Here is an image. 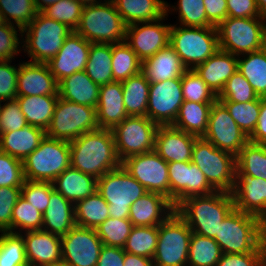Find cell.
<instances>
[{
  "mask_svg": "<svg viewBox=\"0 0 266 266\" xmlns=\"http://www.w3.org/2000/svg\"><path fill=\"white\" fill-rule=\"evenodd\" d=\"M97 192L109 204V217L129 219L130 207L148 191L123 166L97 179Z\"/></svg>",
  "mask_w": 266,
  "mask_h": 266,
  "instance_id": "obj_9",
  "label": "cell"
},
{
  "mask_svg": "<svg viewBox=\"0 0 266 266\" xmlns=\"http://www.w3.org/2000/svg\"><path fill=\"white\" fill-rule=\"evenodd\" d=\"M228 109L230 116L241 128L246 136L250 137L254 132L260 115L261 97L256 100L237 103L230 101H221Z\"/></svg>",
  "mask_w": 266,
  "mask_h": 266,
  "instance_id": "obj_44",
  "label": "cell"
},
{
  "mask_svg": "<svg viewBox=\"0 0 266 266\" xmlns=\"http://www.w3.org/2000/svg\"><path fill=\"white\" fill-rule=\"evenodd\" d=\"M234 208L232 193L215 191L188 197L175 207V211L193 233L215 239L221 223Z\"/></svg>",
  "mask_w": 266,
  "mask_h": 266,
  "instance_id": "obj_2",
  "label": "cell"
},
{
  "mask_svg": "<svg viewBox=\"0 0 266 266\" xmlns=\"http://www.w3.org/2000/svg\"><path fill=\"white\" fill-rule=\"evenodd\" d=\"M174 212L175 207L169 198L148 192L131 205L129 220L133 226H159Z\"/></svg>",
  "mask_w": 266,
  "mask_h": 266,
  "instance_id": "obj_25",
  "label": "cell"
},
{
  "mask_svg": "<svg viewBox=\"0 0 266 266\" xmlns=\"http://www.w3.org/2000/svg\"><path fill=\"white\" fill-rule=\"evenodd\" d=\"M76 226L96 229L109 217V204L96 191L74 204Z\"/></svg>",
  "mask_w": 266,
  "mask_h": 266,
  "instance_id": "obj_38",
  "label": "cell"
},
{
  "mask_svg": "<svg viewBox=\"0 0 266 266\" xmlns=\"http://www.w3.org/2000/svg\"><path fill=\"white\" fill-rule=\"evenodd\" d=\"M256 1L261 15L266 17V0H256Z\"/></svg>",
  "mask_w": 266,
  "mask_h": 266,
  "instance_id": "obj_66",
  "label": "cell"
},
{
  "mask_svg": "<svg viewBox=\"0 0 266 266\" xmlns=\"http://www.w3.org/2000/svg\"><path fill=\"white\" fill-rule=\"evenodd\" d=\"M258 95L246 78L237 70L226 82L218 95L219 101L245 103L256 100Z\"/></svg>",
  "mask_w": 266,
  "mask_h": 266,
  "instance_id": "obj_51",
  "label": "cell"
},
{
  "mask_svg": "<svg viewBox=\"0 0 266 266\" xmlns=\"http://www.w3.org/2000/svg\"><path fill=\"white\" fill-rule=\"evenodd\" d=\"M266 17H227L216 28L219 48L236 56L261 50L266 39Z\"/></svg>",
  "mask_w": 266,
  "mask_h": 266,
  "instance_id": "obj_6",
  "label": "cell"
},
{
  "mask_svg": "<svg viewBox=\"0 0 266 266\" xmlns=\"http://www.w3.org/2000/svg\"><path fill=\"white\" fill-rule=\"evenodd\" d=\"M0 236V266H29L25 255V241L18 232H2Z\"/></svg>",
  "mask_w": 266,
  "mask_h": 266,
  "instance_id": "obj_45",
  "label": "cell"
},
{
  "mask_svg": "<svg viewBox=\"0 0 266 266\" xmlns=\"http://www.w3.org/2000/svg\"><path fill=\"white\" fill-rule=\"evenodd\" d=\"M96 113L97 123L101 129L112 130L128 117L121 82L113 81L100 86Z\"/></svg>",
  "mask_w": 266,
  "mask_h": 266,
  "instance_id": "obj_26",
  "label": "cell"
},
{
  "mask_svg": "<svg viewBox=\"0 0 266 266\" xmlns=\"http://www.w3.org/2000/svg\"><path fill=\"white\" fill-rule=\"evenodd\" d=\"M0 11L7 23L13 24L11 19L15 21L21 34L38 12L33 0H0Z\"/></svg>",
  "mask_w": 266,
  "mask_h": 266,
  "instance_id": "obj_48",
  "label": "cell"
},
{
  "mask_svg": "<svg viewBox=\"0 0 266 266\" xmlns=\"http://www.w3.org/2000/svg\"><path fill=\"white\" fill-rule=\"evenodd\" d=\"M208 22L217 27L228 17L227 0H203Z\"/></svg>",
  "mask_w": 266,
  "mask_h": 266,
  "instance_id": "obj_61",
  "label": "cell"
},
{
  "mask_svg": "<svg viewBox=\"0 0 266 266\" xmlns=\"http://www.w3.org/2000/svg\"><path fill=\"white\" fill-rule=\"evenodd\" d=\"M238 58V71L246 78L258 97L266 98V50L246 53Z\"/></svg>",
  "mask_w": 266,
  "mask_h": 266,
  "instance_id": "obj_39",
  "label": "cell"
},
{
  "mask_svg": "<svg viewBox=\"0 0 266 266\" xmlns=\"http://www.w3.org/2000/svg\"><path fill=\"white\" fill-rule=\"evenodd\" d=\"M203 138L235 157L249 142V137L236 124L226 106L218 99L212 104L207 131Z\"/></svg>",
  "mask_w": 266,
  "mask_h": 266,
  "instance_id": "obj_14",
  "label": "cell"
},
{
  "mask_svg": "<svg viewBox=\"0 0 266 266\" xmlns=\"http://www.w3.org/2000/svg\"><path fill=\"white\" fill-rule=\"evenodd\" d=\"M222 254L214 239L192 232L188 250L189 266H216Z\"/></svg>",
  "mask_w": 266,
  "mask_h": 266,
  "instance_id": "obj_41",
  "label": "cell"
},
{
  "mask_svg": "<svg viewBox=\"0 0 266 266\" xmlns=\"http://www.w3.org/2000/svg\"><path fill=\"white\" fill-rule=\"evenodd\" d=\"M179 21L184 27H211L203 0H179Z\"/></svg>",
  "mask_w": 266,
  "mask_h": 266,
  "instance_id": "obj_52",
  "label": "cell"
},
{
  "mask_svg": "<svg viewBox=\"0 0 266 266\" xmlns=\"http://www.w3.org/2000/svg\"><path fill=\"white\" fill-rule=\"evenodd\" d=\"M161 20L143 22L142 27L139 26L140 23L126 26L125 42L141 62L169 44L172 25H163L160 23Z\"/></svg>",
  "mask_w": 266,
  "mask_h": 266,
  "instance_id": "obj_19",
  "label": "cell"
},
{
  "mask_svg": "<svg viewBox=\"0 0 266 266\" xmlns=\"http://www.w3.org/2000/svg\"><path fill=\"white\" fill-rule=\"evenodd\" d=\"M264 48H265V50H266V39H265V43H264Z\"/></svg>",
  "mask_w": 266,
  "mask_h": 266,
  "instance_id": "obj_71",
  "label": "cell"
},
{
  "mask_svg": "<svg viewBox=\"0 0 266 266\" xmlns=\"http://www.w3.org/2000/svg\"><path fill=\"white\" fill-rule=\"evenodd\" d=\"M194 70L218 96L227 80L238 70V58L219 49Z\"/></svg>",
  "mask_w": 266,
  "mask_h": 266,
  "instance_id": "obj_27",
  "label": "cell"
},
{
  "mask_svg": "<svg viewBox=\"0 0 266 266\" xmlns=\"http://www.w3.org/2000/svg\"><path fill=\"white\" fill-rule=\"evenodd\" d=\"M27 125L18 101L16 99L8 100L4 106H2L0 113V134L16 131Z\"/></svg>",
  "mask_w": 266,
  "mask_h": 266,
  "instance_id": "obj_56",
  "label": "cell"
},
{
  "mask_svg": "<svg viewBox=\"0 0 266 266\" xmlns=\"http://www.w3.org/2000/svg\"><path fill=\"white\" fill-rule=\"evenodd\" d=\"M3 101L2 100H0V113H1V109H2V106H1V103H2Z\"/></svg>",
  "mask_w": 266,
  "mask_h": 266,
  "instance_id": "obj_70",
  "label": "cell"
},
{
  "mask_svg": "<svg viewBox=\"0 0 266 266\" xmlns=\"http://www.w3.org/2000/svg\"><path fill=\"white\" fill-rule=\"evenodd\" d=\"M170 200L174 207L188 197L209 195L216 190L204 173L191 161L169 162Z\"/></svg>",
  "mask_w": 266,
  "mask_h": 266,
  "instance_id": "obj_17",
  "label": "cell"
},
{
  "mask_svg": "<svg viewBox=\"0 0 266 266\" xmlns=\"http://www.w3.org/2000/svg\"><path fill=\"white\" fill-rule=\"evenodd\" d=\"M91 42L75 31L70 33L58 53L46 64L59 83L78 71H85Z\"/></svg>",
  "mask_w": 266,
  "mask_h": 266,
  "instance_id": "obj_20",
  "label": "cell"
},
{
  "mask_svg": "<svg viewBox=\"0 0 266 266\" xmlns=\"http://www.w3.org/2000/svg\"><path fill=\"white\" fill-rule=\"evenodd\" d=\"M58 87L46 63L28 61L19 64L17 96H59Z\"/></svg>",
  "mask_w": 266,
  "mask_h": 266,
  "instance_id": "obj_22",
  "label": "cell"
},
{
  "mask_svg": "<svg viewBox=\"0 0 266 266\" xmlns=\"http://www.w3.org/2000/svg\"><path fill=\"white\" fill-rule=\"evenodd\" d=\"M75 1L81 3L83 6L99 3L97 0H75Z\"/></svg>",
  "mask_w": 266,
  "mask_h": 266,
  "instance_id": "obj_67",
  "label": "cell"
},
{
  "mask_svg": "<svg viewBox=\"0 0 266 266\" xmlns=\"http://www.w3.org/2000/svg\"><path fill=\"white\" fill-rule=\"evenodd\" d=\"M249 141L256 144L266 145V98H261L260 115L258 123Z\"/></svg>",
  "mask_w": 266,
  "mask_h": 266,
  "instance_id": "obj_63",
  "label": "cell"
},
{
  "mask_svg": "<svg viewBox=\"0 0 266 266\" xmlns=\"http://www.w3.org/2000/svg\"><path fill=\"white\" fill-rule=\"evenodd\" d=\"M214 240L223 253L266 251V224L234 208L221 223Z\"/></svg>",
  "mask_w": 266,
  "mask_h": 266,
  "instance_id": "obj_3",
  "label": "cell"
},
{
  "mask_svg": "<svg viewBox=\"0 0 266 266\" xmlns=\"http://www.w3.org/2000/svg\"><path fill=\"white\" fill-rule=\"evenodd\" d=\"M54 266H71L68 263H65L64 261H60L59 263L55 264Z\"/></svg>",
  "mask_w": 266,
  "mask_h": 266,
  "instance_id": "obj_69",
  "label": "cell"
},
{
  "mask_svg": "<svg viewBox=\"0 0 266 266\" xmlns=\"http://www.w3.org/2000/svg\"><path fill=\"white\" fill-rule=\"evenodd\" d=\"M21 196V187H0V231L12 232V211Z\"/></svg>",
  "mask_w": 266,
  "mask_h": 266,
  "instance_id": "obj_55",
  "label": "cell"
},
{
  "mask_svg": "<svg viewBox=\"0 0 266 266\" xmlns=\"http://www.w3.org/2000/svg\"><path fill=\"white\" fill-rule=\"evenodd\" d=\"M22 163L25 180L52 183L71 165L70 144L45 136Z\"/></svg>",
  "mask_w": 266,
  "mask_h": 266,
  "instance_id": "obj_8",
  "label": "cell"
},
{
  "mask_svg": "<svg viewBox=\"0 0 266 266\" xmlns=\"http://www.w3.org/2000/svg\"><path fill=\"white\" fill-rule=\"evenodd\" d=\"M102 246L96 229L75 226L61 236L62 261L71 266H97Z\"/></svg>",
  "mask_w": 266,
  "mask_h": 266,
  "instance_id": "obj_18",
  "label": "cell"
},
{
  "mask_svg": "<svg viewBox=\"0 0 266 266\" xmlns=\"http://www.w3.org/2000/svg\"><path fill=\"white\" fill-rule=\"evenodd\" d=\"M59 0H33V3L35 5V8L38 12H41L43 9H45L47 6L58 2ZM42 2V3H41Z\"/></svg>",
  "mask_w": 266,
  "mask_h": 266,
  "instance_id": "obj_65",
  "label": "cell"
},
{
  "mask_svg": "<svg viewBox=\"0 0 266 266\" xmlns=\"http://www.w3.org/2000/svg\"><path fill=\"white\" fill-rule=\"evenodd\" d=\"M158 127L147 116H128L115 126L111 131L120 161L154 151Z\"/></svg>",
  "mask_w": 266,
  "mask_h": 266,
  "instance_id": "obj_13",
  "label": "cell"
},
{
  "mask_svg": "<svg viewBox=\"0 0 266 266\" xmlns=\"http://www.w3.org/2000/svg\"><path fill=\"white\" fill-rule=\"evenodd\" d=\"M191 162L204 173L216 191L232 193L236 175V157L233 154L218 149L203 137H197Z\"/></svg>",
  "mask_w": 266,
  "mask_h": 266,
  "instance_id": "obj_7",
  "label": "cell"
},
{
  "mask_svg": "<svg viewBox=\"0 0 266 266\" xmlns=\"http://www.w3.org/2000/svg\"><path fill=\"white\" fill-rule=\"evenodd\" d=\"M52 184L56 191L74 204L97 191V179L71 165L56 177Z\"/></svg>",
  "mask_w": 266,
  "mask_h": 266,
  "instance_id": "obj_31",
  "label": "cell"
},
{
  "mask_svg": "<svg viewBox=\"0 0 266 266\" xmlns=\"http://www.w3.org/2000/svg\"><path fill=\"white\" fill-rule=\"evenodd\" d=\"M181 84L184 101L214 103L218 99L195 70L187 69L181 76Z\"/></svg>",
  "mask_w": 266,
  "mask_h": 266,
  "instance_id": "obj_46",
  "label": "cell"
},
{
  "mask_svg": "<svg viewBox=\"0 0 266 266\" xmlns=\"http://www.w3.org/2000/svg\"><path fill=\"white\" fill-rule=\"evenodd\" d=\"M59 96H17L20 109L25 116L27 124L48 128Z\"/></svg>",
  "mask_w": 266,
  "mask_h": 266,
  "instance_id": "obj_34",
  "label": "cell"
},
{
  "mask_svg": "<svg viewBox=\"0 0 266 266\" xmlns=\"http://www.w3.org/2000/svg\"><path fill=\"white\" fill-rule=\"evenodd\" d=\"M169 44L180 57L184 67L192 70L220 49L215 26L176 27L172 25Z\"/></svg>",
  "mask_w": 266,
  "mask_h": 266,
  "instance_id": "obj_5",
  "label": "cell"
},
{
  "mask_svg": "<svg viewBox=\"0 0 266 266\" xmlns=\"http://www.w3.org/2000/svg\"><path fill=\"white\" fill-rule=\"evenodd\" d=\"M123 100L128 116H147L150 82L140 72L121 82Z\"/></svg>",
  "mask_w": 266,
  "mask_h": 266,
  "instance_id": "obj_36",
  "label": "cell"
},
{
  "mask_svg": "<svg viewBox=\"0 0 266 266\" xmlns=\"http://www.w3.org/2000/svg\"><path fill=\"white\" fill-rule=\"evenodd\" d=\"M112 44L91 43L85 72L97 85L113 82Z\"/></svg>",
  "mask_w": 266,
  "mask_h": 266,
  "instance_id": "obj_37",
  "label": "cell"
},
{
  "mask_svg": "<svg viewBox=\"0 0 266 266\" xmlns=\"http://www.w3.org/2000/svg\"><path fill=\"white\" fill-rule=\"evenodd\" d=\"M132 227L129 219L108 217L96 228V232L103 245L123 248Z\"/></svg>",
  "mask_w": 266,
  "mask_h": 266,
  "instance_id": "obj_47",
  "label": "cell"
},
{
  "mask_svg": "<svg viewBox=\"0 0 266 266\" xmlns=\"http://www.w3.org/2000/svg\"><path fill=\"white\" fill-rule=\"evenodd\" d=\"M183 101L181 77L150 83L147 117L158 125H172Z\"/></svg>",
  "mask_w": 266,
  "mask_h": 266,
  "instance_id": "obj_16",
  "label": "cell"
},
{
  "mask_svg": "<svg viewBox=\"0 0 266 266\" xmlns=\"http://www.w3.org/2000/svg\"><path fill=\"white\" fill-rule=\"evenodd\" d=\"M236 173L266 180V145L249 141L236 156Z\"/></svg>",
  "mask_w": 266,
  "mask_h": 266,
  "instance_id": "obj_42",
  "label": "cell"
},
{
  "mask_svg": "<svg viewBox=\"0 0 266 266\" xmlns=\"http://www.w3.org/2000/svg\"><path fill=\"white\" fill-rule=\"evenodd\" d=\"M25 233V255L29 266H54L62 261L60 236L43 230Z\"/></svg>",
  "mask_w": 266,
  "mask_h": 266,
  "instance_id": "obj_24",
  "label": "cell"
},
{
  "mask_svg": "<svg viewBox=\"0 0 266 266\" xmlns=\"http://www.w3.org/2000/svg\"><path fill=\"white\" fill-rule=\"evenodd\" d=\"M83 5L75 0H59L41 12L50 19L66 24L73 31L80 23Z\"/></svg>",
  "mask_w": 266,
  "mask_h": 266,
  "instance_id": "obj_49",
  "label": "cell"
},
{
  "mask_svg": "<svg viewBox=\"0 0 266 266\" xmlns=\"http://www.w3.org/2000/svg\"><path fill=\"white\" fill-rule=\"evenodd\" d=\"M18 72L19 68L10 65V60L0 61V100L16 99Z\"/></svg>",
  "mask_w": 266,
  "mask_h": 266,
  "instance_id": "obj_57",
  "label": "cell"
},
{
  "mask_svg": "<svg viewBox=\"0 0 266 266\" xmlns=\"http://www.w3.org/2000/svg\"><path fill=\"white\" fill-rule=\"evenodd\" d=\"M69 144L71 166L96 179L121 166L109 129L86 132Z\"/></svg>",
  "mask_w": 266,
  "mask_h": 266,
  "instance_id": "obj_1",
  "label": "cell"
},
{
  "mask_svg": "<svg viewBox=\"0 0 266 266\" xmlns=\"http://www.w3.org/2000/svg\"><path fill=\"white\" fill-rule=\"evenodd\" d=\"M99 129L96 108L58 97L46 136L71 142L82 134Z\"/></svg>",
  "mask_w": 266,
  "mask_h": 266,
  "instance_id": "obj_11",
  "label": "cell"
},
{
  "mask_svg": "<svg viewBox=\"0 0 266 266\" xmlns=\"http://www.w3.org/2000/svg\"><path fill=\"white\" fill-rule=\"evenodd\" d=\"M53 189L51 182L25 180L21 187V196L43 215Z\"/></svg>",
  "mask_w": 266,
  "mask_h": 266,
  "instance_id": "obj_53",
  "label": "cell"
},
{
  "mask_svg": "<svg viewBox=\"0 0 266 266\" xmlns=\"http://www.w3.org/2000/svg\"><path fill=\"white\" fill-rule=\"evenodd\" d=\"M85 5L75 32L91 43L115 44L125 41L126 24L112 0Z\"/></svg>",
  "mask_w": 266,
  "mask_h": 266,
  "instance_id": "obj_4",
  "label": "cell"
},
{
  "mask_svg": "<svg viewBox=\"0 0 266 266\" xmlns=\"http://www.w3.org/2000/svg\"><path fill=\"white\" fill-rule=\"evenodd\" d=\"M121 165L148 192L160 193L170 199L168 163L155 151L128 157Z\"/></svg>",
  "mask_w": 266,
  "mask_h": 266,
  "instance_id": "obj_15",
  "label": "cell"
},
{
  "mask_svg": "<svg viewBox=\"0 0 266 266\" xmlns=\"http://www.w3.org/2000/svg\"><path fill=\"white\" fill-rule=\"evenodd\" d=\"M126 26L165 19L168 4L162 0H112Z\"/></svg>",
  "mask_w": 266,
  "mask_h": 266,
  "instance_id": "obj_33",
  "label": "cell"
},
{
  "mask_svg": "<svg viewBox=\"0 0 266 266\" xmlns=\"http://www.w3.org/2000/svg\"><path fill=\"white\" fill-rule=\"evenodd\" d=\"M186 70L170 44L142 62L141 68L150 83L179 78Z\"/></svg>",
  "mask_w": 266,
  "mask_h": 266,
  "instance_id": "obj_29",
  "label": "cell"
},
{
  "mask_svg": "<svg viewBox=\"0 0 266 266\" xmlns=\"http://www.w3.org/2000/svg\"><path fill=\"white\" fill-rule=\"evenodd\" d=\"M12 233L14 229L26 231L41 230L43 225V215L22 196L19 197L12 211Z\"/></svg>",
  "mask_w": 266,
  "mask_h": 266,
  "instance_id": "obj_50",
  "label": "cell"
},
{
  "mask_svg": "<svg viewBox=\"0 0 266 266\" xmlns=\"http://www.w3.org/2000/svg\"><path fill=\"white\" fill-rule=\"evenodd\" d=\"M58 84L60 98L85 106L97 107L100 86L93 82L85 71L75 72Z\"/></svg>",
  "mask_w": 266,
  "mask_h": 266,
  "instance_id": "obj_30",
  "label": "cell"
},
{
  "mask_svg": "<svg viewBox=\"0 0 266 266\" xmlns=\"http://www.w3.org/2000/svg\"><path fill=\"white\" fill-rule=\"evenodd\" d=\"M113 81L122 82L141 72L142 62L125 42L112 44Z\"/></svg>",
  "mask_w": 266,
  "mask_h": 266,
  "instance_id": "obj_40",
  "label": "cell"
},
{
  "mask_svg": "<svg viewBox=\"0 0 266 266\" xmlns=\"http://www.w3.org/2000/svg\"><path fill=\"white\" fill-rule=\"evenodd\" d=\"M212 104L183 101L172 126L197 137H203L207 131Z\"/></svg>",
  "mask_w": 266,
  "mask_h": 266,
  "instance_id": "obj_35",
  "label": "cell"
},
{
  "mask_svg": "<svg viewBox=\"0 0 266 266\" xmlns=\"http://www.w3.org/2000/svg\"><path fill=\"white\" fill-rule=\"evenodd\" d=\"M232 195L235 209L256 216L266 224V180L236 173Z\"/></svg>",
  "mask_w": 266,
  "mask_h": 266,
  "instance_id": "obj_21",
  "label": "cell"
},
{
  "mask_svg": "<svg viewBox=\"0 0 266 266\" xmlns=\"http://www.w3.org/2000/svg\"><path fill=\"white\" fill-rule=\"evenodd\" d=\"M124 250L121 247L103 245L97 266H124Z\"/></svg>",
  "mask_w": 266,
  "mask_h": 266,
  "instance_id": "obj_62",
  "label": "cell"
},
{
  "mask_svg": "<svg viewBox=\"0 0 266 266\" xmlns=\"http://www.w3.org/2000/svg\"><path fill=\"white\" fill-rule=\"evenodd\" d=\"M26 32L23 49L27 51L32 62L47 63L62 47L65 38L73 32L66 24L48 18L37 12L29 25L22 30ZM25 46V48H24Z\"/></svg>",
  "mask_w": 266,
  "mask_h": 266,
  "instance_id": "obj_10",
  "label": "cell"
},
{
  "mask_svg": "<svg viewBox=\"0 0 266 266\" xmlns=\"http://www.w3.org/2000/svg\"><path fill=\"white\" fill-rule=\"evenodd\" d=\"M228 17L252 18L261 15L256 0H227Z\"/></svg>",
  "mask_w": 266,
  "mask_h": 266,
  "instance_id": "obj_60",
  "label": "cell"
},
{
  "mask_svg": "<svg viewBox=\"0 0 266 266\" xmlns=\"http://www.w3.org/2000/svg\"><path fill=\"white\" fill-rule=\"evenodd\" d=\"M197 136L172 125H159L155 136L154 151L167 163L191 161Z\"/></svg>",
  "mask_w": 266,
  "mask_h": 266,
  "instance_id": "obj_23",
  "label": "cell"
},
{
  "mask_svg": "<svg viewBox=\"0 0 266 266\" xmlns=\"http://www.w3.org/2000/svg\"><path fill=\"white\" fill-rule=\"evenodd\" d=\"M20 44L14 24L6 23L0 26V61L10 60L17 55Z\"/></svg>",
  "mask_w": 266,
  "mask_h": 266,
  "instance_id": "obj_59",
  "label": "cell"
},
{
  "mask_svg": "<svg viewBox=\"0 0 266 266\" xmlns=\"http://www.w3.org/2000/svg\"><path fill=\"white\" fill-rule=\"evenodd\" d=\"M75 226L74 203L53 189L50 193L49 205L43 213L41 230L61 237Z\"/></svg>",
  "mask_w": 266,
  "mask_h": 266,
  "instance_id": "obj_28",
  "label": "cell"
},
{
  "mask_svg": "<svg viewBox=\"0 0 266 266\" xmlns=\"http://www.w3.org/2000/svg\"><path fill=\"white\" fill-rule=\"evenodd\" d=\"M24 181L22 160L0 151V187H22Z\"/></svg>",
  "mask_w": 266,
  "mask_h": 266,
  "instance_id": "obj_54",
  "label": "cell"
},
{
  "mask_svg": "<svg viewBox=\"0 0 266 266\" xmlns=\"http://www.w3.org/2000/svg\"><path fill=\"white\" fill-rule=\"evenodd\" d=\"M6 23L7 22H6V20H5L4 16H3L2 12L0 11V26L4 25Z\"/></svg>",
  "mask_w": 266,
  "mask_h": 266,
  "instance_id": "obj_68",
  "label": "cell"
},
{
  "mask_svg": "<svg viewBox=\"0 0 266 266\" xmlns=\"http://www.w3.org/2000/svg\"><path fill=\"white\" fill-rule=\"evenodd\" d=\"M158 243V226H133L123 250L127 253L153 258Z\"/></svg>",
  "mask_w": 266,
  "mask_h": 266,
  "instance_id": "obj_43",
  "label": "cell"
},
{
  "mask_svg": "<svg viewBox=\"0 0 266 266\" xmlns=\"http://www.w3.org/2000/svg\"><path fill=\"white\" fill-rule=\"evenodd\" d=\"M124 266H154L153 259L124 251Z\"/></svg>",
  "mask_w": 266,
  "mask_h": 266,
  "instance_id": "obj_64",
  "label": "cell"
},
{
  "mask_svg": "<svg viewBox=\"0 0 266 266\" xmlns=\"http://www.w3.org/2000/svg\"><path fill=\"white\" fill-rule=\"evenodd\" d=\"M216 266H266V251L223 253Z\"/></svg>",
  "mask_w": 266,
  "mask_h": 266,
  "instance_id": "obj_58",
  "label": "cell"
},
{
  "mask_svg": "<svg viewBox=\"0 0 266 266\" xmlns=\"http://www.w3.org/2000/svg\"><path fill=\"white\" fill-rule=\"evenodd\" d=\"M42 128L27 125L22 129L0 134V151L20 160L31 154L45 138Z\"/></svg>",
  "mask_w": 266,
  "mask_h": 266,
  "instance_id": "obj_32",
  "label": "cell"
},
{
  "mask_svg": "<svg viewBox=\"0 0 266 266\" xmlns=\"http://www.w3.org/2000/svg\"><path fill=\"white\" fill-rule=\"evenodd\" d=\"M192 231L176 213L158 226V243L153 256L154 266H188V250Z\"/></svg>",
  "mask_w": 266,
  "mask_h": 266,
  "instance_id": "obj_12",
  "label": "cell"
}]
</instances>
